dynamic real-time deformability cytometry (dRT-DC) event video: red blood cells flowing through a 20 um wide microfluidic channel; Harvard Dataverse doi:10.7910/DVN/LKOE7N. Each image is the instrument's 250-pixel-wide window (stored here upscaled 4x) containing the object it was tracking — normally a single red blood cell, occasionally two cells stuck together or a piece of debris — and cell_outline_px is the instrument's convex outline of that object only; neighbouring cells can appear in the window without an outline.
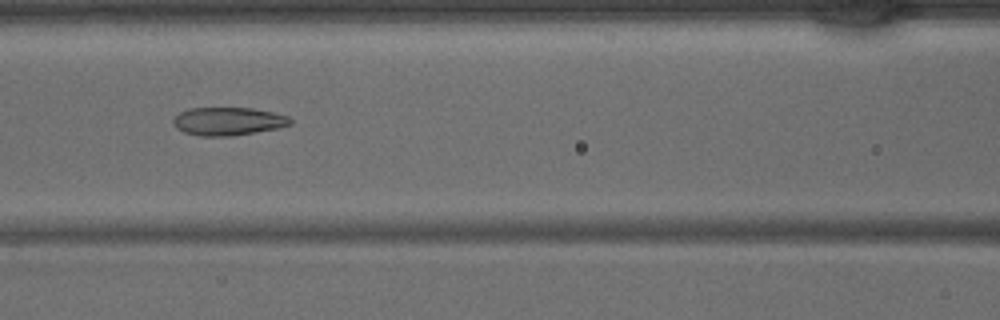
{"species": "common noctule bat (a hibernating species)", "species_latin": "Nyctalus noctula", "temperature_condition": "warm", "stored_images_in_passage": 37, "camera_frame_rate_fps": 3000, "um_per_image_px": 0.085, "animal": {"sex": "male", "body_mass_g": 15.6}, "frame": {"image": 1, "passage_image": 13, "time_ms": 4.0, "image_size_px": [1000, 320], "cell_outline_px": [[292, 124], [280, 128], [232, 136], [200, 136], [184, 132], [176, 128], [172, 124], [172, 120], [180, 112], [188, 108], [252, 108], [272, 112], [288, 116], [292, 120]], "centroid_in_image_um": [19.39, 10.31], "position_along_channel_um": 147.2, "area_um2": 19.31}}
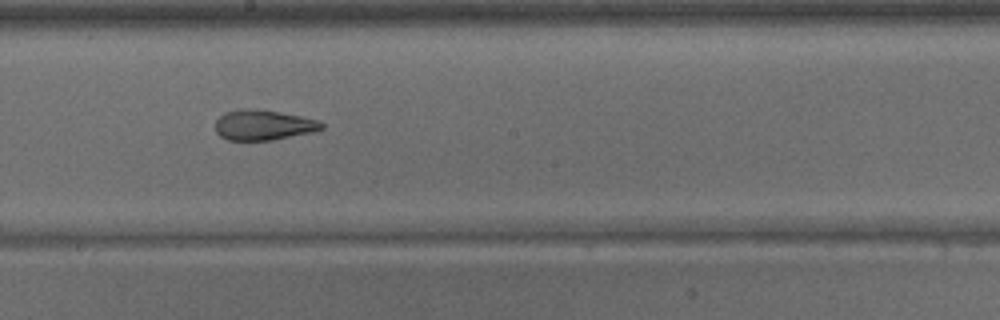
{"frame": {"image": 2, "passage_image": 18, "time_ms": 5.667, "image_size_px": [1000, 320], "cell_outline_px": [[324, 128], [312, 132], [272, 140], [228, 140], [220, 136], [216, 132], [216, 120], [224, 112], [240, 108], [248, 108], [280, 112], [320, 120], [324, 124]], "centroid_in_image_um": [22.38, 10.62], "position_along_channel_um": 225.8, "area_um2": 18.79}}
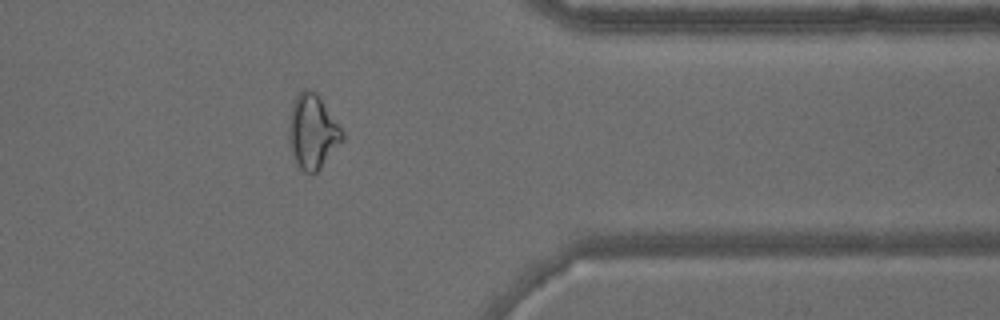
{"frame": {"image": 3, "passage_image": 29, "time_ms": 9.333, "image_size_px": [1000, 320], "cell_outline_px": [[344, 140], [320, 168], [316, 172], [304, 172], [296, 164], [292, 152], [288, 136], [288, 124], [292, 100], [304, 88], [308, 88], [316, 92], [320, 96], [344, 132]], "centroid_in_image_um": [26.56, 11.15], "position_along_channel_um": 384.8, "area_um2": 23.35}}